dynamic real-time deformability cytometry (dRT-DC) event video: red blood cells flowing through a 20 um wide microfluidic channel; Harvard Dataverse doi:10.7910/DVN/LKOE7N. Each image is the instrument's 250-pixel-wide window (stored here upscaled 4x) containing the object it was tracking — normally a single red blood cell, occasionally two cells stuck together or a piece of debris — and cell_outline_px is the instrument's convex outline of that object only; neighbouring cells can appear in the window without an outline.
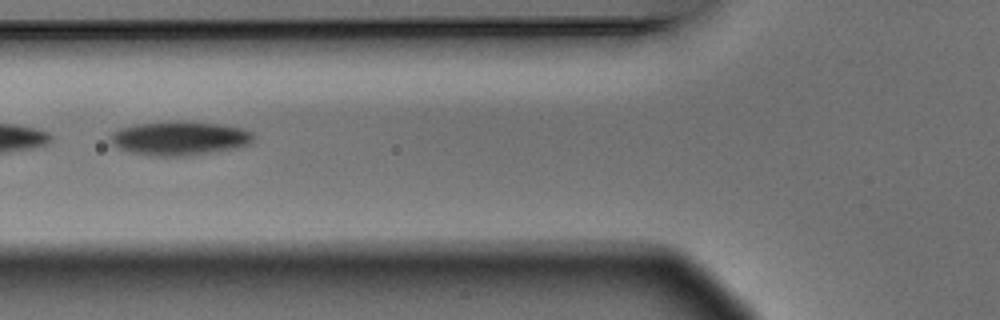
{"species": "Egyptian fruit bat (a non-hibernating species)", "species_latin": "Rousettus aegyptiacus", "temperature_condition": "warm", "stored_images_in_passage": 7, "camera_frame_rate_fps": 3000, "um_per_image_px": 0.085, "animal": {"sex": "male"}, "frame": {"image": 1, "passage_image": 6, "time_ms": 1.667, "image_size_px": [1000, 320], "cell_outline_px": [[252, 140], [248, 144], [232, 148], [188, 156], [148, 156], [128, 152], [112, 144], [108, 140], [108, 136], [112, 132], [120, 128], [136, 124], [176, 120], [192, 120], [220, 124], [240, 128], [252, 132]], "centroid_in_image_um": [15.18, 11.74], "position_along_channel_um": 110.6, "area_um2": 28.61}}
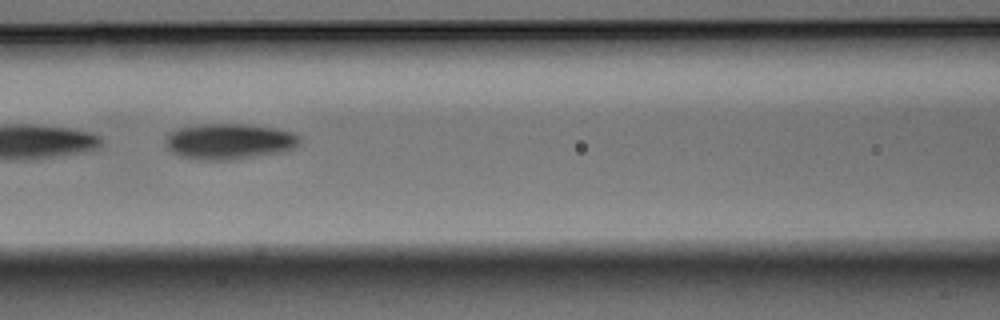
{"frame": {"image": 2, "passage_image": 7, "time_ms": 2.0, "image_size_px": [1000, 320], "cell_outline_px": [[300, 144], [284, 152], [236, 160], [200, 160], [180, 156], [172, 152], [164, 144], [164, 140], [168, 132], [176, 128], [200, 124], [248, 124], [276, 128], [292, 132], [300, 136]], "centroid_in_image_um": [19.47, 12.02], "position_along_channel_um": 147.1, "area_um2": 28.55}}